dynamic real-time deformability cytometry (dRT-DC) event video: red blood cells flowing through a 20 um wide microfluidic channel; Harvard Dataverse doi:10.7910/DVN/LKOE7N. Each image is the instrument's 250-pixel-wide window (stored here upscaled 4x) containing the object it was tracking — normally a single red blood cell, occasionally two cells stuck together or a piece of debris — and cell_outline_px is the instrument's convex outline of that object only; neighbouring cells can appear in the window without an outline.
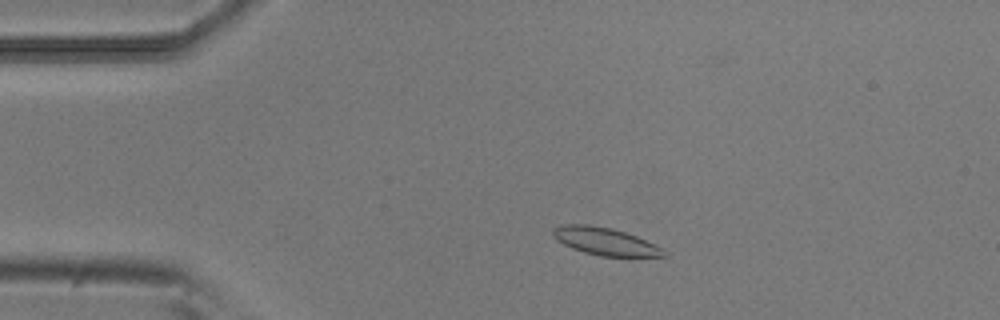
{"species": "common noctule bat (a hibernating species)", "species_latin": "Nyctalus noctula", "temperature_condition": "room temperature", "stored_images_in_passage": 47, "camera_frame_rate_fps": 3000, "um_per_image_px": 0.085, "animal": {"sex": "male", "body_mass_g": 20.5, "forearm_length_mm": 52.5}, "frame": {"image": 1, "passage_image": 5, "time_ms": 1.333, "image_size_px": [1000, 320], "cell_outline_px": [[668, 256], [600, 256], [584, 252], [572, 248], [556, 240], [552, 236], [552, 228], [564, 224], [588, 224], [612, 228], [636, 236], [660, 248]], "centroid_in_image_um": [51.34, 20.5], "position_along_channel_um": 33.7, "area_um2": 17.51}}
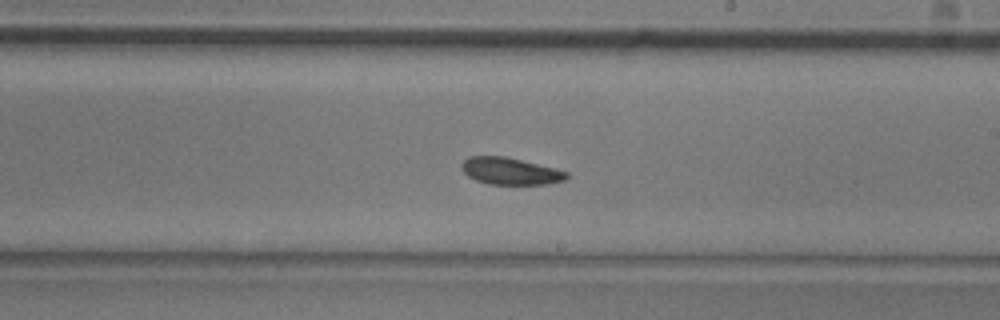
{"frame": {"image": 2, "passage_image": 25, "time_ms": 8.0, "image_size_px": [1000, 320], "cell_outline_px": [[568, 176], [564, 180], [548, 184], [488, 184], [476, 180], [468, 176], [460, 168], [460, 164], [468, 156], [504, 156], [556, 168], [568, 172]], "centroid_in_image_um": [43.35, 14.54], "position_along_channel_um": 245.6, "area_um2": 16.53}}
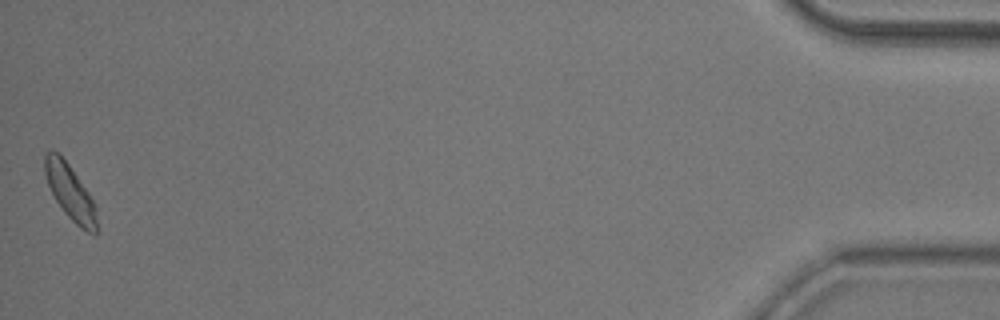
{"frame": {"image": 3, "passage_image": 47, "time_ms": 15.333, "image_size_px": [1000, 320], "cell_outline_px": [[96, 236], [80, 228], [64, 212], [56, 200], [48, 184], [44, 172], [44, 156], [52, 148], [68, 164], [88, 192], [96, 204]], "centroid_in_image_um": [5.97, 16.35], "position_along_channel_um": 429.2, "area_um2": 16.42}, "authors_computed_cell_mechanics": {"area_um2": 17.1088, "velocity_mm_per_s": 3.8066, "shape_relaxation_time_tau1_ms": 2.8523, "shape_relaxation_time_tau2_ms": 4.8368, "deformation_change_tau1": 0.0887, "deformation_change_tau2": 0.0931}}